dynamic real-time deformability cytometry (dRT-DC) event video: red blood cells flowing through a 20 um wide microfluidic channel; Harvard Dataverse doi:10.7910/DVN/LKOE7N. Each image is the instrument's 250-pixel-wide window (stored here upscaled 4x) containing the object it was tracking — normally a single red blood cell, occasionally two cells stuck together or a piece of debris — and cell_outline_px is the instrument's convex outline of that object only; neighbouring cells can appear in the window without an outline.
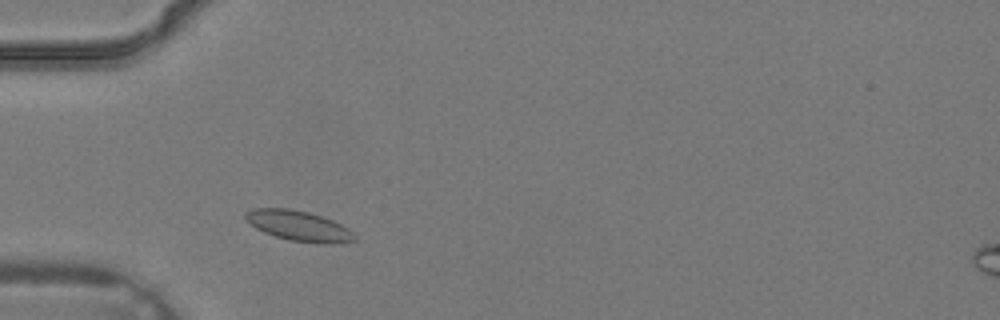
{"species": "common noctule bat (a hibernating species)", "species_latin": "Nyctalus noctula", "temperature_condition": "warm", "stored_images_in_passage": 1, "camera_frame_rate_fps": 3000, "um_per_image_px": 0.085, "animal": {"sex": "male", "body_mass_g": 19.2, "forearm_length_mm": 51.8}, "frame": {"image": 1, "passage_image": 1, "time_ms": 0.0, "image_size_px": [1000, 320], "cell_outline_px": [[356, 240], [332, 244], [320, 244], [292, 240], [276, 236], [264, 232], [256, 228], [244, 220], [244, 212], [252, 208], [288, 208], [308, 212], [332, 220], [348, 228], [356, 236]], "centroid_in_image_um": [25.36, 19.19], "position_along_channel_um": 59.6, "area_um2": 19.25}}